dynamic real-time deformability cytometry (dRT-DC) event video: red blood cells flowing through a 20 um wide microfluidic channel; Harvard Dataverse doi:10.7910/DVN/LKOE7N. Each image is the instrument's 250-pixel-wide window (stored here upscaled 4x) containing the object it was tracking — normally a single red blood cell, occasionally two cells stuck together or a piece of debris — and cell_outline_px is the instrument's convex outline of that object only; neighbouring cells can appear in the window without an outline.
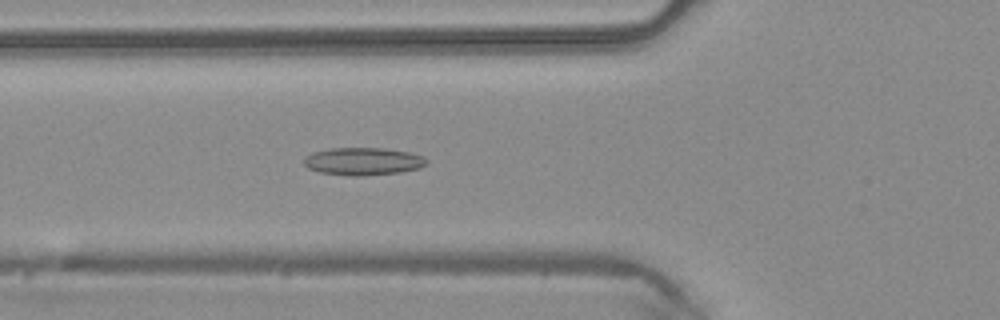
{"species": "common noctule bat (a hibernating species)", "species_latin": "Nyctalus noctula", "temperature_condition": "warm", "stored_images_in_passage": 47, "camera_frame_rate_fps": 3000, "um_per_image_px": 0.085, "animal": {"sex": "male", "body_mass_g": 20.4}, "frame": {"image": 1, "passage_image": 17, "time_ms": 5.333, "image_size_px": [1000, 320], "cell_outline_px": [[428, 164], [420, 168], [400, 172], [360, 176], [352, 176], [320, 172], [308, 168], [304, 164], [304, 156], [312, 152], [328, 148], [384, 148], [408, 152], [424, 156], [428, 160]], "centroid_in_image_um": [30.87, 13.71], "position_along_channel_um": 94.9, "area_um2": 19.88}}
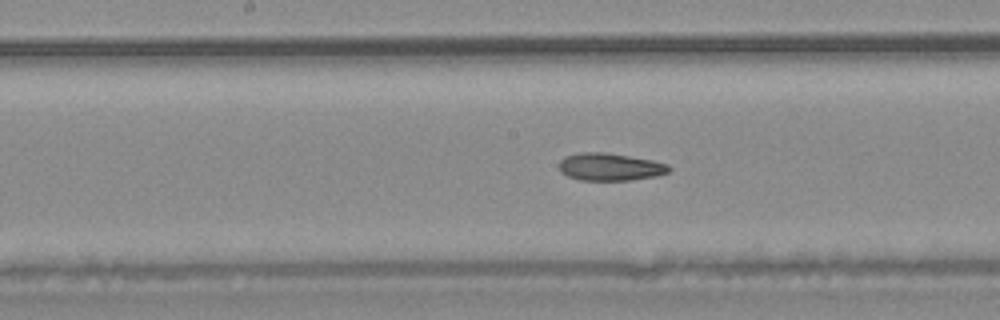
{"frame": {"image": 2, "passage_image": 24, "time_ms": 7.667, "image_size_px": [1000, 320], "cell_outline_px": [[672, 168], [668, 172], [656, 176], [628, 180], [580, 180], [568, 176], [560, 172], [560, 160], [568, 156], [584, 152], [604, 152], [652, 160], [668, 164]], "centroid_in_image_um": [51.87, 14.19], "position_along_channel_um": 196.3, "area_um2": 17.4}}
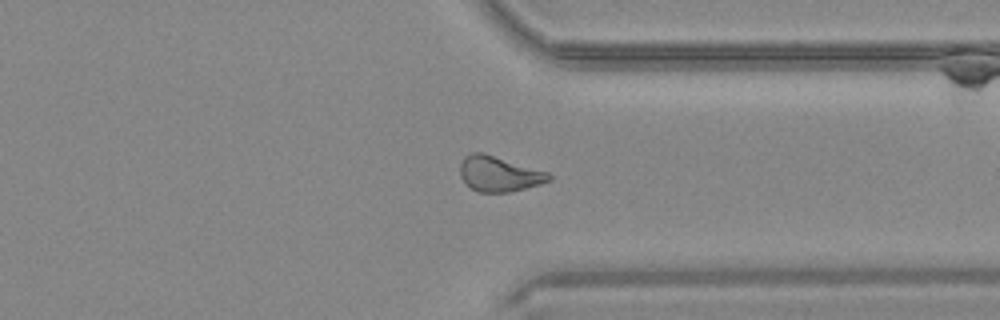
{"frame": {"image": 3, "passage_image": 36, "time_ms": 11.667, "image_size_px": [1000, 320], "cell_outline_px": [[552, 180], [540, 184], [512, 192], [476, 192], [460, 176], [460, 164], [464, 156], [472, 152], [484, 152], [548, 172], [552, 176]], "centroid_in_image_um": [42.43, 14.77], "position_along_channel_um": 369.0, "area_um2": 18.38}}